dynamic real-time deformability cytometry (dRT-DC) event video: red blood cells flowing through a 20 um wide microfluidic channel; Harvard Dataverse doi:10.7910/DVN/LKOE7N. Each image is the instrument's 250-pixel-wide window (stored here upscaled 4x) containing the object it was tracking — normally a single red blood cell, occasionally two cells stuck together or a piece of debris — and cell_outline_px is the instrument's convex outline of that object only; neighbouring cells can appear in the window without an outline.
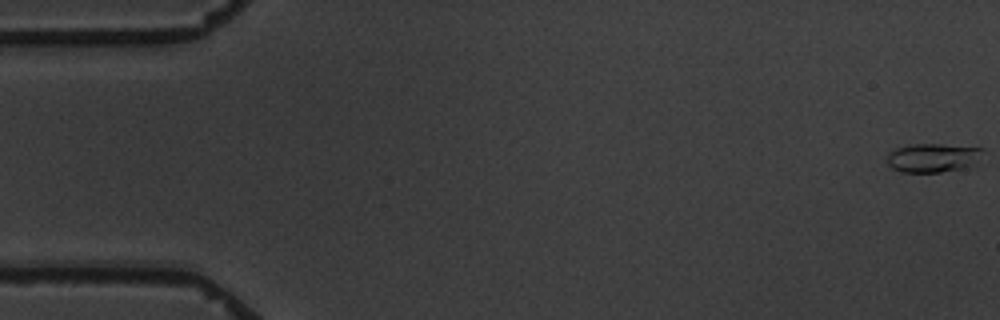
{"species": "common noctule bat (a hibernating species)", "species_latin": "Nyctalus noctula", "temperature_condition": "warm", "stored_images_in_passage": 4, "camera_frame_rate_fps": 3000, "um_per_image_px": 0.085, "animal": {"sex": "male", "body_mass_g": 19.5, "forearm_length_mm": 54.6}, "frame": {"image": 1, "passage_image": 1, "time_ms": 0.0, "image_size_px": [1000, 320], "cell_outline_px": [[984, 148], [972, 168], [940, 172], [904, 172], [892, 168], [888, 164], [888, 152], [896, 148], [908, 144], [940, 144]], "centroid_in_image_um": [79.3, 13.41], "position_along_channel_um": 5.7, "area_um2": 16.24}}